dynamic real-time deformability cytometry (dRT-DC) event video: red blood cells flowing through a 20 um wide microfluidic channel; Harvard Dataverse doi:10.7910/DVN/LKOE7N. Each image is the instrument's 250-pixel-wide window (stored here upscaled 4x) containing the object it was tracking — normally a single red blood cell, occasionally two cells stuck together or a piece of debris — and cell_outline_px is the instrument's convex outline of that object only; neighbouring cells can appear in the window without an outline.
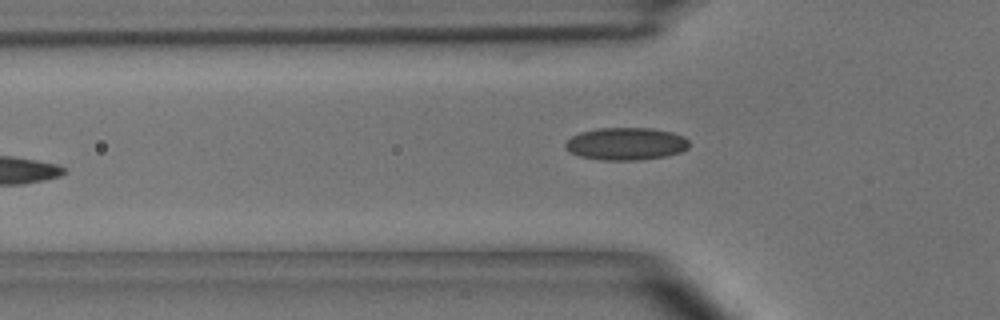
{"species": "common noctule bat (a hibernating species)", "species_latin": "Nyctalus noctula", "temperature_condition": "room temperature", "stored_images_in_passage": 4, "camera_frame_rate_fps": 3000, "um_per_image_px": 0.085, "animal": {"sex": "male", "body_mass_g": 15.6}, "frame": {"image": 1, "passage_image": 4, "time_ms": 4.333, "image_size_px": [1000, 320], "cell_outline_px": [[688, 148], [680, 152], [664, 156], [640, 160], [600, 160], [580, 156], [564, 148], [564, 144], [572, 136], [580, 132], [596, 128], [652, 128], [672, 132], [684, 136], [688, 140]], "centroid_in_image_um": [53.2, 12.22], "position_along_channel_um": 72.6, "area_um2": 23.47}}